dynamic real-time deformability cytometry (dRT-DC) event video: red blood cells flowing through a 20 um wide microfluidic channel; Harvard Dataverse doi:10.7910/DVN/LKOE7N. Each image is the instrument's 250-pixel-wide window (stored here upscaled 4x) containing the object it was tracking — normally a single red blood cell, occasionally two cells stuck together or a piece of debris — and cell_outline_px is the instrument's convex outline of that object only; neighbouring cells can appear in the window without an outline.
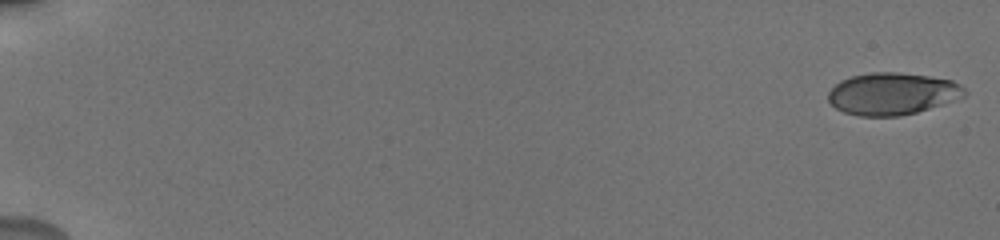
{"species": "human", "species_latin": "Homo sapiens", "temperature_condition": "cold", "stored_images_in_passage": 75, "camera_frame_rate_fps": 3000, "um_per_image_px": 0.085, "donor": {"sex": "male"}, "frame": {"image": 1, "passage_image": 1, "time_ms": 0.0, "image_size_px": [1000, 240], "cell_outline_px": [[968, 92], [964, 96], [916, 112], [900, 116], [860, 116], [844, 112], [836, 108], [828, 100], [828, 92], [840, 80], [852, 76], [872, 72], [896, 72], [928, 76], [952, 80], [960, 84]], "centroid_in_image_um": [75.82, 7.96], "position_along_channel_um": 9.2, "area_um2": 33.18}}
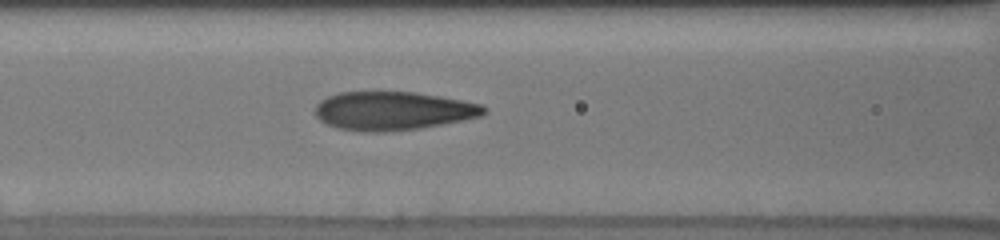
{"frame": {"image": 2, "passage_image": 38, "time_ms": 8.333, "image_size_px": [1000, 240], "cell_outline_px": [[488, 108], [480, 116], [420, 128], [384, 132], [368, 132], [340, 128], [328, 124], [320, 120], [316, 116], [316, 104], [320, 100], [328, 96], [340, 92], [412, 92], [440, 96], [480, 104]], "centroid_in_image_um": [33.37, 9.42], "position_along_channel_um": 133.2, "area_um2": 37.45}}
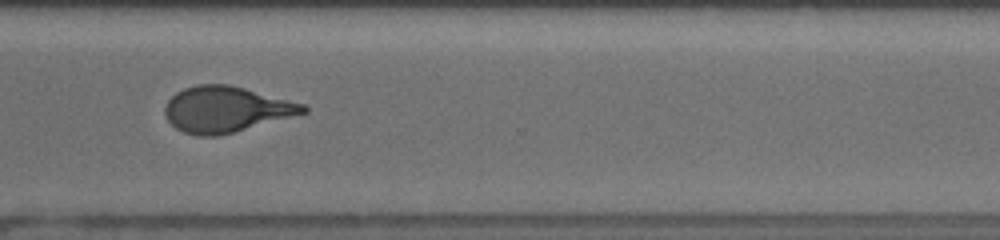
{"frame": {"image": 3, "passage_image": 63, "time_ms": 14.0, "image_size_px": [1000, 240], "cell_outline_px": [[308, 112], [232, 132], [216, 136], [196, 136], [184, 132], [176, 128], [168, 120], [164, 112], [164, 108], [168, 100], [176, 92], [184, 88], [196, 84], [232, 84], [304, 104], [308, 108]], "centroid_in_image_um": [19.19, 9.27], "position_along_channel_um": 351.4, "area_um2": 36.76}, "authors_computed_cell_mechanics": {"area_um2": 36.703, "velocity_mm_per_s": 3.8606, "shape_relaxation_time_tau1_ms": 4.2929, "shape_relaxation_time_tau2_ms": 0.8763, "deformation_change_tau1": 0.1739, "deformation_change_tau2": 0.0733}}